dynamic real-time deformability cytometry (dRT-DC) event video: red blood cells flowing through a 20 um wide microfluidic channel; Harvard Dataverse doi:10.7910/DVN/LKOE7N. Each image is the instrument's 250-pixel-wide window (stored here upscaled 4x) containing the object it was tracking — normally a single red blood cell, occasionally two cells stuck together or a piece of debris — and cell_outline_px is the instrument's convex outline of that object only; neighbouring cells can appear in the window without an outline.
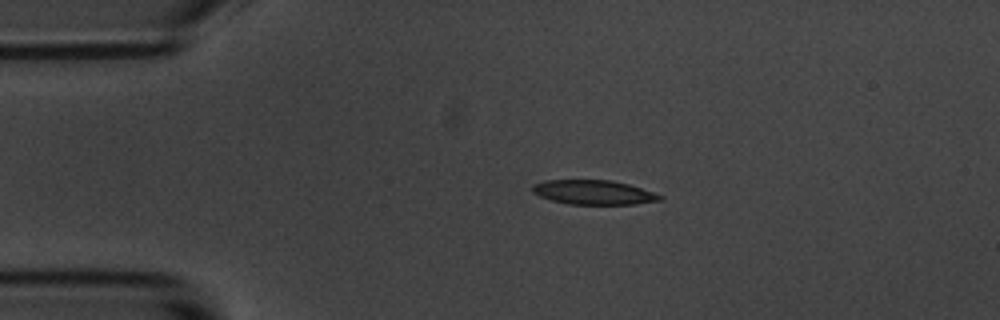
{"species": "common noctule bat (a hibernating species)", "species_latin": "Nyctalus noctula", "temperature_condition": "room temperature", "stored_images_in_passage": 3, "camera_frame_rate_fps": 3000, "um_per_image_px": 0.085, "animal": {"sex": "male", "body_mass_g": 20.1, "forearm_length_mm": 53.5}, "frame": {"image": 1, "passage_image": 2, "time_ms": 1.333, "image_size_px": [1000, 320], "cell_outline_px": [[664, 200], [636, 204], [568, 204], [552, 200], [540, 196], [532, 192], [532, 184], [544, 180], [612, 180], [628, 184], [664, 196]], "centroid_in_image_um": [50.46, 16.35], "position_along_channel_um": 34.5, "area_um2": 18.15}}